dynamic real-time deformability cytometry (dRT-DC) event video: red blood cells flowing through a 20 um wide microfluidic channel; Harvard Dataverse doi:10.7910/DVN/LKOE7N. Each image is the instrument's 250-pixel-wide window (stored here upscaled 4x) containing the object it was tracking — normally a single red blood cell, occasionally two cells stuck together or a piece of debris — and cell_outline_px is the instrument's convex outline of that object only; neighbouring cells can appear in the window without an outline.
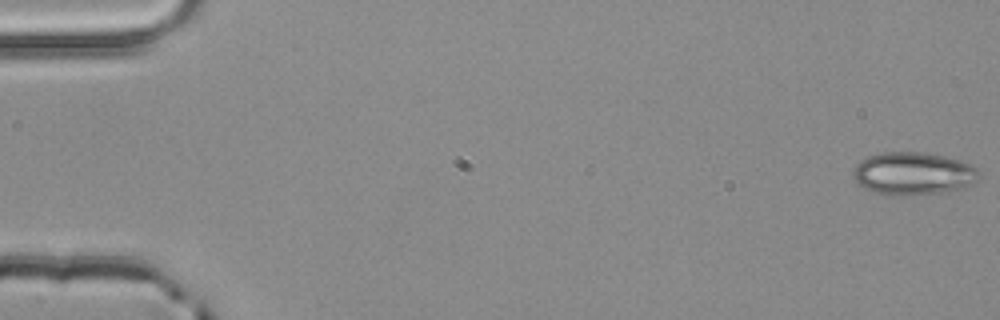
{"species": "common noctule bat (a hibernating species)", "species_latin": "Nyctalus noctula", "temperature_condition": "room temperature", "stored_images_in_passage": 5, "segment_of_instrument_passage": [1, 2], "camera_frame_rate_fps": 3000, "um_per_image_px": 0.085, "animal": {"sex": "male", "body_mass_g": 20.4}, "frame": {"image": 1, "passage_image": 1, "time_ms": 0.0, "image_size_px": [1000, 320], "cell_outline_px": [[980, 176], [972, 184], [964, 188], [940, 192], [900, 196], [872, 192], [864, 188], [856, 180], [852, 172], [856, 164], [860, 160], [868, 156], [884, 152], [924, 152], [944, 156], [968, 164], [976, 168], [980, 172]], "centroid_in_image_um": [77.6, 14.75], "position_along_channel_um": 7.4, "area_um2": 31.21}}
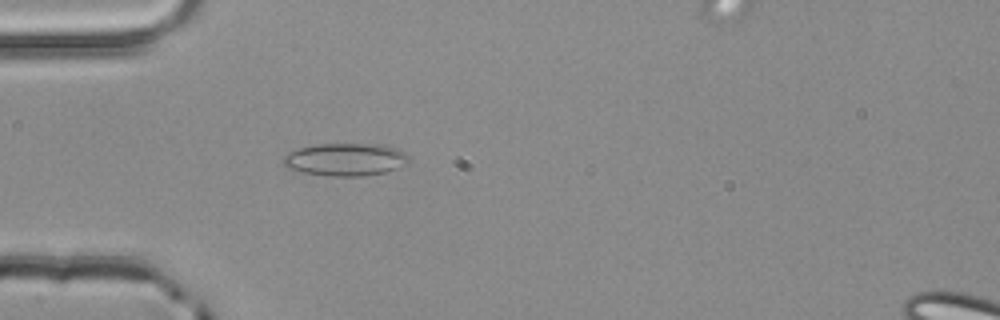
{"frame": {"image": 2, "passage_image": 4, "time_ms": 1.0, "image_size_px": [1000, 320], "cell_outline_px": [[412, 160], [396, 168], [384, 172], [364, 176], [328, 176], [304, 172], [284, 168], [280, 160], [288, 152], [300, 148], [316, 144], [384, 144], [396, 148], [412, 156]], "centroid_in_image_um": [29.35, 13.55], "position_along_channel_um": 55.6, "area_um2": 24.22}}